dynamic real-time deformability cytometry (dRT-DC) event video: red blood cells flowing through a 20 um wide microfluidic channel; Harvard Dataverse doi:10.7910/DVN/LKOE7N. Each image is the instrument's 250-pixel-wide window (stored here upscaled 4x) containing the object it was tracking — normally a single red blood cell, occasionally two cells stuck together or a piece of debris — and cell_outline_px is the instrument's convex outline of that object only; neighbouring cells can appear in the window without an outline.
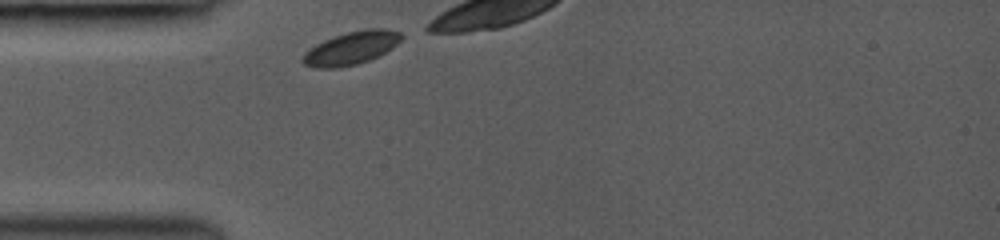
{"species": "common noctule bat (a hibernating species)", "species_latin": "Nyctalus noctula", "temperature_condition": "room temperature", "stored_images_in_passage": 11, "camera_frame_rate_fps": 3000, "um_per_image_px": 0.085, "animal": {"sex": "female", "body_mass_g": 19.0, "forearm_length_mm": 53.3}, "frame": {"image": 1, "passage_image": 1, "time_ms": 0.0, "image_size_px": [1000, 240], "cell_outline_px": [[404, 36], [392, 48], [368, 60], [356, 64], [336, 68], [316, 68], [304, 64], [300, 60], [304, 52], [316, 44], [332, 36], [364, 28], [388, 28], [400, 32]], "centroid_in_image_um": [29.84, 4.07], "position_along_channel_um": 55.2, "area_um2": 19.02}}